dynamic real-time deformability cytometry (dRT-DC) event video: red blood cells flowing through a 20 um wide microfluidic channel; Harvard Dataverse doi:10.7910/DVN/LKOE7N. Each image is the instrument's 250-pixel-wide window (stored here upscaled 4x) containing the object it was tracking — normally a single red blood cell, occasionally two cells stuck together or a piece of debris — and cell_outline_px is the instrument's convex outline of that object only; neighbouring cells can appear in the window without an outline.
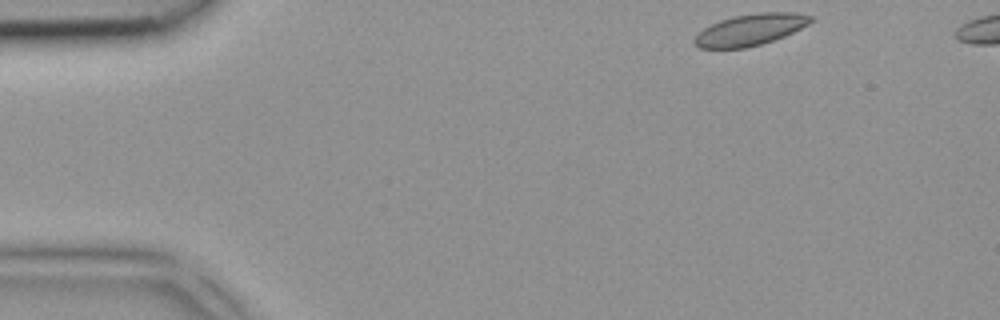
{"species": "common noctule bat (a hibernating species)", "species_latin": "Nyctalus noctula", "temperature_condition": "room temperature", "stored_images_in_passage": 4, "camera_frame_rate_fps": 3000, "um_per_image_px": 0.085, "animal": {"sex": "female", "body_mass_g": 18.4}, "frame": {"image": 1, "passage_image": 1, "time_ms": 0.0, "image_size_px": [1000, 320], "cell_outline_px": [[812, 20], [808, 24], [784, 36], [760, 44], [744, 48], [700, 48], [696, 44], [696, 36], [704, 28], [720, 20], [732, 16], [756, 12], [792, 12], [812, 16]], "centroid_in_image_um": [63.79, 2.51], "position_along_channel_um": 21.2, "area_um2": 20.92}}